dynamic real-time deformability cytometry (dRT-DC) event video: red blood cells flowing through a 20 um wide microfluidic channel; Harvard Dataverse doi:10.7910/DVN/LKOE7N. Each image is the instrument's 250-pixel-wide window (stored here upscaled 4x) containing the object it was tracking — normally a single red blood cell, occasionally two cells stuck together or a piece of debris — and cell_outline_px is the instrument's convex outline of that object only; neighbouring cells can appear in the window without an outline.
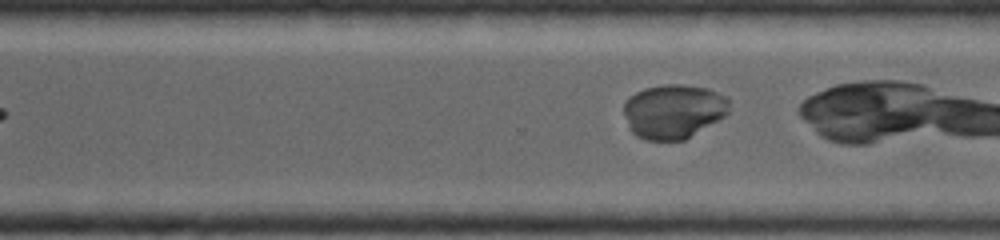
{"species": "common noctule bat (a hibernating species)", "species_latin": "Nyctalus noctula", "temperature_condition": "warm", "stored_images_in_passage": 15, "segment_of_instrument_passage": [2, 2], "camera_frame_rate_fps": 5000, "um_per_image_px": 0.085, "animal": {"sex": "female", "body_mass_g": 19.0, "forearm_length_mm": 53.3}, "frame": {"image": 1, "passage_image": 15, "time_ms": 4.8, "image_size_px": [1000, 240], "cell_outline_px": [[732, 100], [728, 112], [724, 116], [684, 140], [644, 140], [636, 136], [632, 132], [628, 124], [624, 112], [624, 104], [628, 96], [644, 88], [668, 84], [684, 84], [708, 88], [728, 96]], "centroid_in_image_um": [57.27, 9.44], "position_along_channel_um": 313.3, "area_um2": 33.58}}